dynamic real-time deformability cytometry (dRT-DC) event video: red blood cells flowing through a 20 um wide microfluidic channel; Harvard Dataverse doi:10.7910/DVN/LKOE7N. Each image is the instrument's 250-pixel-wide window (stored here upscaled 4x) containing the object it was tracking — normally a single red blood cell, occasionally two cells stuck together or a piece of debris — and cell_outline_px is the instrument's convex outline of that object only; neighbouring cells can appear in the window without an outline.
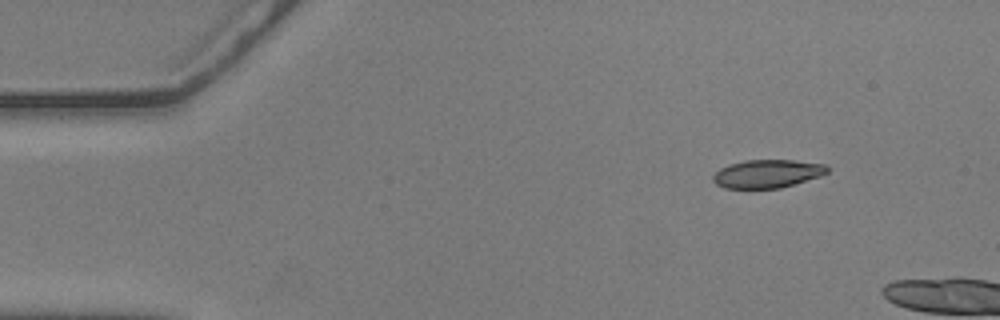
{"species": "common noctule bat (a hibernating species)", "species_latin": "Nyctalus noctula", "temperature_condition": "warm", "stored_images_in_passage": 7, "camera_frame_rate_fps": 3000, "um_per_image_px": 0.085, "animal": {"sex": "male", "body_mass_g": 20.5, "forearm_length_mm": 52.5}, "frame": {"image": 1, "passage_image": 1, "time_ms": 0.0, "image_size_px": [1000, 320], "cell_outline_px": [[828, 172], [820, 176], [780, 188], [724, 188], [716, 184], [712, 180], [712, 176], [720, 168], [728, 164], [744, 160], [792, 160], [824, 164], [828, 168]], "centroid_in_image_um": [65.18, 14.76], "position_along_channel_um": 19.8, "area_um2": 18.73}}